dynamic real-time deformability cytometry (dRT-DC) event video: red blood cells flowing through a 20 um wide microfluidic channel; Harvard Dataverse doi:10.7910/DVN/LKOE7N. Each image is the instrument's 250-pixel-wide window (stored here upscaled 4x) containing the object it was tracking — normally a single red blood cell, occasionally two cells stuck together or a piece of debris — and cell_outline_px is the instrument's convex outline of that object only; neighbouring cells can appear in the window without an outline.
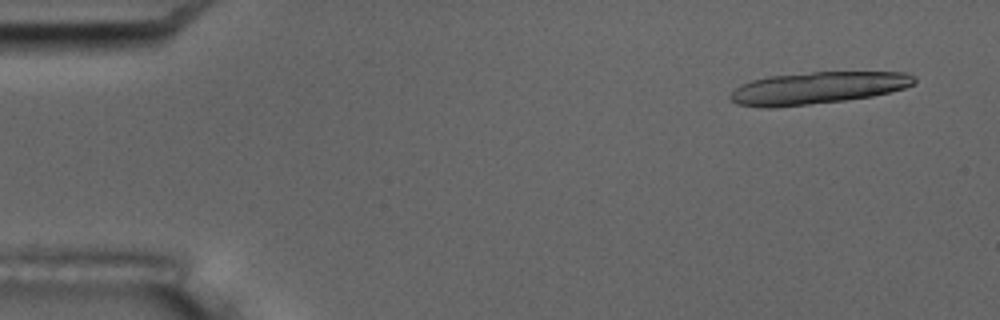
{"species": "common noctule bat (a hibernating species)", "species_latin": "Nyctalus noctula", "temperature_condition": "room temperature", "stored_images_in_passage": 9, "camera_frame_rate_fps": 3000, "um_per_image_px": 0.085, "animal": {"sex": "male", "body_mass_g": 17.5, "forearm_length_mm": 52.3}, "frame": {"image": 1, "passage_image": 2, "time_ms": 1.0, "image_size_px": [1000, 320], "cell_outline_px": [[916, 80], [912, 84], [904, 88], [872, 96], [844, 100], [776, 108], [760, 108], [736, 104], [728, 96], [740, 84], [752, 80], [768, 76], [812, 72], [908, 72], [916, 76]], "centroid_in_image_um": [69.45, 7.48], "position_along_channel_um": 15.5, "area_um2": 34.51}}
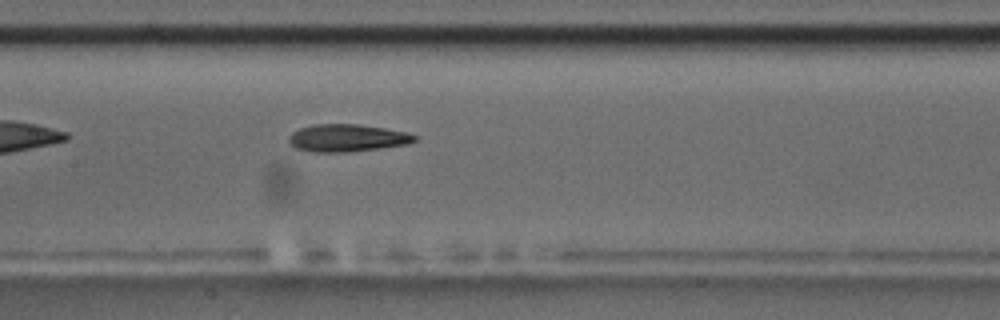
{"frame": {"image": 2, "passage_image": 9, "time_ms": 9.0, "image_size_px": [1000, 320], "cell_outline_px": [[420, 136], [416, 140], [408, 144], [380, 148], [344, 152], [316, 152], [296, 148], [288, 140], [288, 136], [292, 132], [300, 128], [312, 124], [360, 124], [408, 132]], "centroid_in_image_um": [29.54, 11.71], "position_along_channel_um": 177.9, "area_um2": 20.17}}